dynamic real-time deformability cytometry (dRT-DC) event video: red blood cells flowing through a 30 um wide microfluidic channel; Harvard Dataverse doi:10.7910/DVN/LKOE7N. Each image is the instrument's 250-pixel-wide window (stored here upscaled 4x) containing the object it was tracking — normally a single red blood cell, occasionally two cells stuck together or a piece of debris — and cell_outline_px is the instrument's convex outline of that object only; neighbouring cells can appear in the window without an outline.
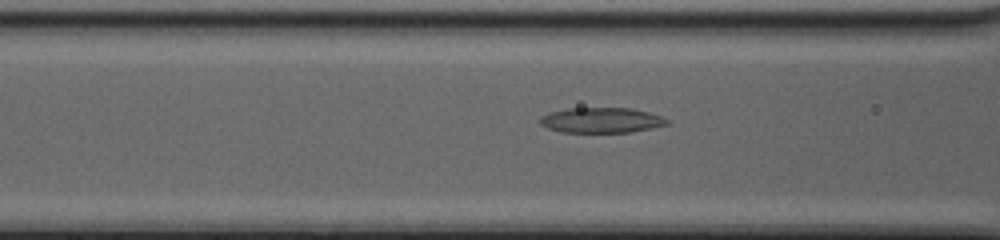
{"species": "common noctule bat (a hibernating species)", "species_latin": "Nyctalus noctula", "temperature_condition": "cold", "stored_images_in_passage": 44, "camera_frame_rate_fps": 3000, "um_per_image_px": 0.085, "animal": {"sex": "female", "body_mass_g": 20.0, "forearm_length_mm": 54.0}, "frame": {"image": 1, "passage_image": 19, "time_ms": 6.0, "image_size_px": [1000, 240], "cell_outline_px": [[668, 124], [652, 128], [632, 132], [560, 132], [548, 128], [540, 124], [540, 116], [552, 112], [568, 108], [632, 108], [648, 112], [660, 116], [668, 120]], "centroid_in_image_um": [51.11, 10.22], "position_along_channel_um": 115.5, "area_um2": 18.61}}
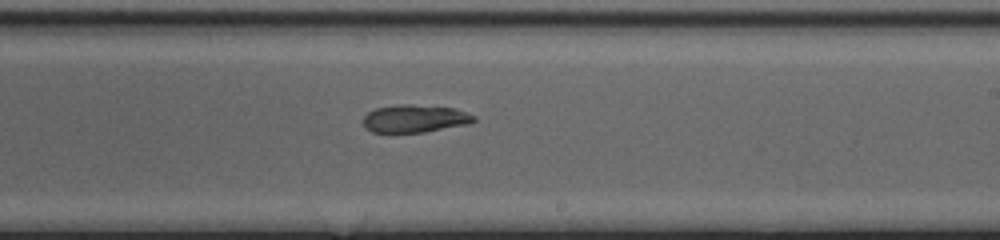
{"frame": {"image": 2, "passage_image": 29, "time_ms": 9.333, "image_size_px": [1000, 240], "cell_outline_px": [[476, 120], [472, 124], [424, 132], [372, 132], [364, 124], [364, 116], [368, 112], [376, 108], [400, 104], [408, 104], [456, 108], [476, 116]], "centroid_in_image_um": [35.33, 10.08], "position_along_channel_um": 253.7, "area_um2": 17.92}}
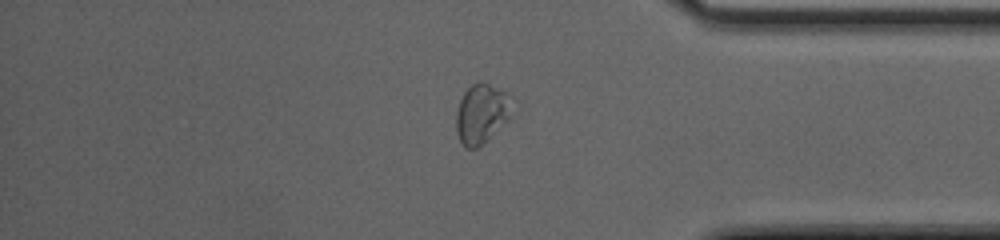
{"frame": {"image": 3, "passage_image": 40, "time_ms": 13.0, "image_size_px": [1000, 240], "cell_outline_px": [[520, 104], [508, 120], [476, 148], [464, 148], [456, 132], [456, 112], [460, 100], [464, 92], [472, 84], [480, 80], [508, 92]], "centroid_in_image_um": [41.02, 9.6], "position_along_channel_um": 394.2, "area_um2": 20.06}}